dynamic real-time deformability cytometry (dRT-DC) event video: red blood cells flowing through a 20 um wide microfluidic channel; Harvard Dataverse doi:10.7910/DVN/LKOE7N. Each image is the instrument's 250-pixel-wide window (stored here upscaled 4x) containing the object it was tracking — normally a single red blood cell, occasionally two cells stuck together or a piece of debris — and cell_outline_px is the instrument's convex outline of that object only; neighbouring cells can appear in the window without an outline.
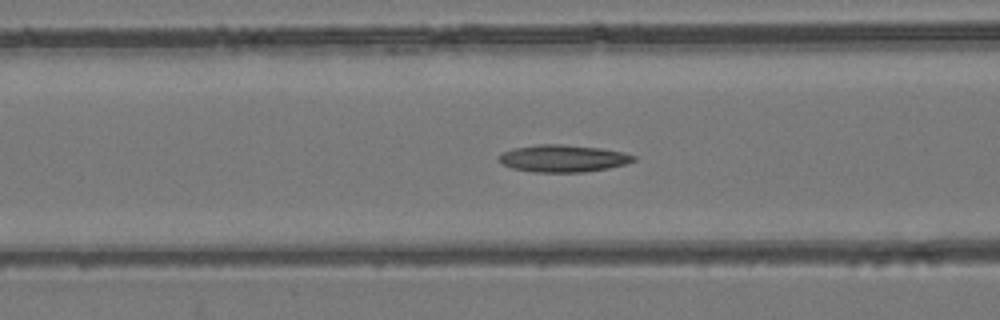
{"species": "common noctule bat (a hibernating species)", "species_latin": "Nyctalus noctula", "temperature_condition": "room temperature", "stored_images_in_passage": 50, "camera_frame_rate_fps": 3000, "um_per_image_px": 0.085, "animal": {"sex": "female", "body_mass_g": 24.6, "forearm_length_mm": 56.2}, "frame": {"image": 1, "passage_image": 17, "time_ms": 5.333, "image_size_px": [1000, 320], "cell_outline_px": [[636, 160], [624, 164], [608, 168], [584, 172], [536, 172], [512, 168], [500, 164], [496, 156], [512, 148], [536, 144], [564, 144], [600, 148], [624, 152], [636, 156]], "centroid_in_image_um": [47.82, 13.46], "position_along_channel_um": 118.8, "area_um2": 21.5}}
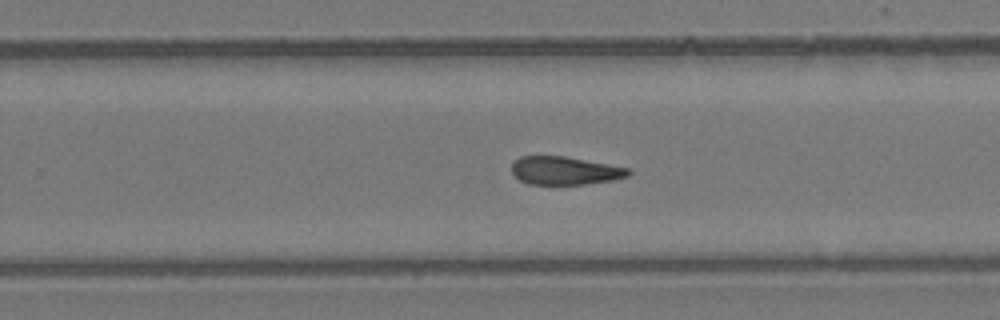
{"frame": {"image": 2, "passage_image": 30, "time_ms": 9.667, "image_size_px": [1000, 320], "cell_outline_px": [[632, 172], [628, 176], [612, 180], [584, 184], [528, 184], [520, 180], [512, 172], [512, 160], [520, 156], [564, 156], [628, 168]], "centroid_in_image_um": [47.98, 14.5], "position_along_channel_um": 281.8, "area_um2": 19.02}}
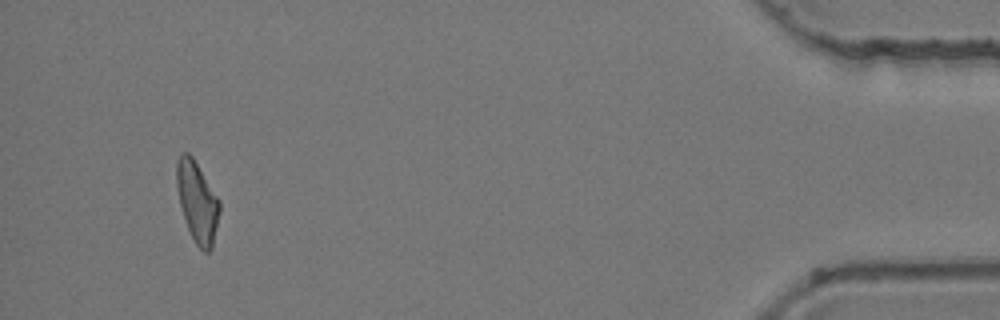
{"frame": {"image": 3, "passage_image": 47, "time_ms": 15.333, "image_size_px": [1000, 320], "cell_outline_px": [[220, 212], [212, 248], [208, 252], [204, 252], [196, 244], [188, 228], [180, 204], [176, 184], [176, 160], [180, 152], [188, 152], [192, 156], [220, 200]], "centroid_in_image_um": [16.77, 17.12], "position_along_channel_um": 418.4, "area_um2": 20.11}, "authors_computed_cell_mechanics": {"area_um2": 20.4612, "velocity_mm_per_s": 3.7759, "shape_relaxation_time_tau1_ms": 8.241, "shape_relaxation_time_tau2_ms": 8.2357, "deformation_change_tau1": 0.189, "deformation_change_tau2": 0.2028}}